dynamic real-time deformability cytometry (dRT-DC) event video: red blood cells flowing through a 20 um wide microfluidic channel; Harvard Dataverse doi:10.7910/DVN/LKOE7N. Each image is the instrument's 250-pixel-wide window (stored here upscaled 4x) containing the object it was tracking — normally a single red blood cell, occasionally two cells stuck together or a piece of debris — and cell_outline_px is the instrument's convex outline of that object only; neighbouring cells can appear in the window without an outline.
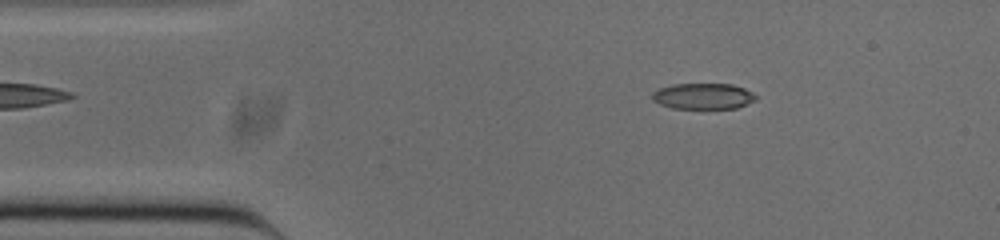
{"species": "common noctule bat (a hibernating species)", "species_latin": "Nyctalus noctula", "temperature_condition": "cold", "stored_images_in_passage": 52, "camera_frame_rate_fps": 3000, "um_per_image_px": 0.085, "animal": {"sex": "male", "body_mass_g": 20.0, "forearm_length_mm": 53.3}, "frame": {"image": 1, "passage_image": 8, "time_ms": 2.333, "image_size_px": [1000, 240], "cell_outline_px": [[756, 100], [736, 108], [672, 108], [660, 104], [652, 100], [652, 92], [660, 88], [672, 84], [732, 84], [744, 88], [752, 92], [756, 96]], "centroid_in_image_um": [59.76, 8.17], "position_along_channel_um": 25.2, "area_um2": 15.61}}
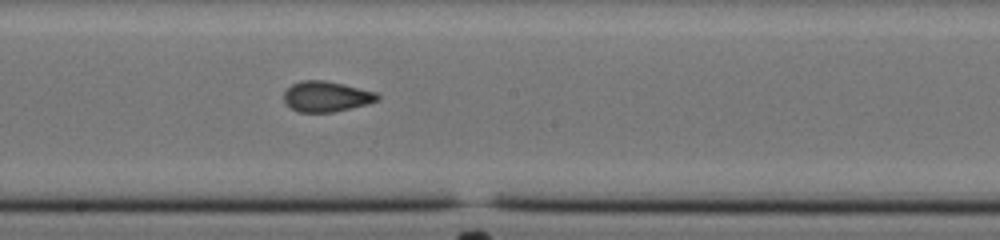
{"frame": {"image": 2, "passage_image": 27, "time_ms": 8.667, "image_size_px": [1000, 240], "cell_outline_px": [[380, 100], [368, 104], [332, 112], [300, 112], [292, 108], [284, 100], [284, 92], [292, 84], [300, 80], [324, 80], [344, 84], [376, 92], [380, 96]], "centroid_in_image_um": [27.77, 8.19], "position_along_channel_um": 220.4, "area_um2": 16.59}}
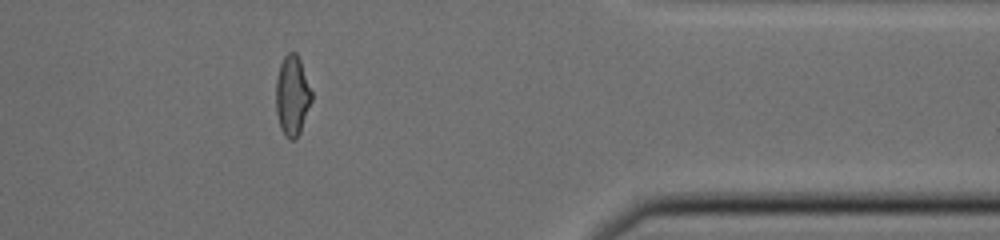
{"frame": {"image": 3, "passage_image": 42, "time_ms": 13.667, "image_size_px": [1000, 240], "cell_outline_px": [[312, 100], [300, 132], [296, 140], [288, 140], [284, 136], [280, 128], [276, 112], [276, 80], [280, 64], [284, 56], [288, 52], [296, 52], [300, 60], [312, 92]], "centroid_in_image_um": [24.83, 8.16], "position_along_channel_um": 386.6, "area_um2": 16.76}, "authors_computed_cell_mechanics": {"area_um2": 16.4441, "velocity_mm_per_s": 3.8576, "shape_relaxation_time_tau1_ms": 6.7767, "shape_relaxation_time_tau2_ms": 1.6536, "deformation_change_tau1": 0.2071, "deformation_change_tau2": 0.0781}}